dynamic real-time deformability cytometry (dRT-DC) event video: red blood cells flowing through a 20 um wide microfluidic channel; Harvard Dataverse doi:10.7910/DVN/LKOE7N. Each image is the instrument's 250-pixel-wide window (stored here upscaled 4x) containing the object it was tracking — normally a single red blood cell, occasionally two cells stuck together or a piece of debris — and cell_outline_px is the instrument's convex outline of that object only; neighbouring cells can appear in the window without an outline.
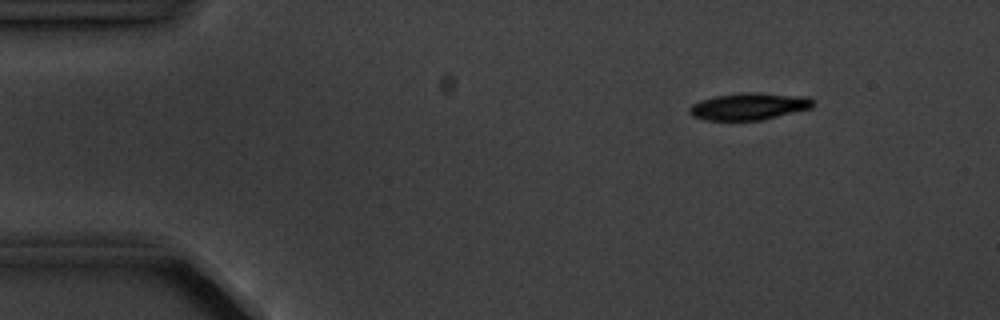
{"species": "common noctule bat (a hibernating species)", "species_latin": "Nyctalus noctula", "temperature_condition": "cold", "stored_images_in_passage": 4, "camera_frame_rate_fps": 3000, "um_per_image_px": 0.085, "animal": {"sex": "male", "body_mass_g": 20.1, "forearm_length_mm": 53.5}, "frame": {"image": 1, "passage_image": 2, "time_ms": 1.333, "image_size_px": [1000, 320], "cell_outline_px": [[812, 108], [760, 120], [704, 120], [692, 116], [688, 112], [688, 108], [692, 104], [700, 100], [716, 96], [740, 92], [756, 92], [808, 96], [812, 100]], "centroid_in_image_um": [63.63, 9.03], "position_along_channel_um": 21.4, "area_um2": 19.54}}
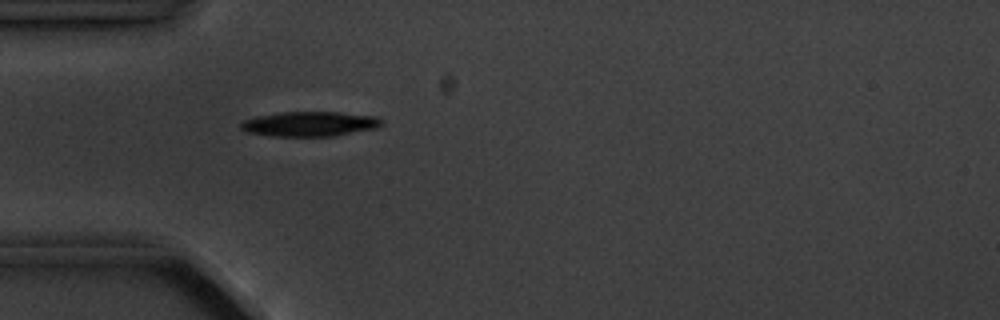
{"frame": {"image": 2, "passage_image": 4, "time_ms": 4.333, "image_size_px": [1000, 320], "cell_outline_px": [[384, 124], [376, 128], [332, 136], [272, 136], [248, 132], [240, 128], [240, 124], [244, 120], [256, 116], [280, 112], [340, 112], [376, 116]], "centroid_in_image_um": [26.32, 10.53], "position_along_channel_um": 58.7, "area_um2": 20.29}}